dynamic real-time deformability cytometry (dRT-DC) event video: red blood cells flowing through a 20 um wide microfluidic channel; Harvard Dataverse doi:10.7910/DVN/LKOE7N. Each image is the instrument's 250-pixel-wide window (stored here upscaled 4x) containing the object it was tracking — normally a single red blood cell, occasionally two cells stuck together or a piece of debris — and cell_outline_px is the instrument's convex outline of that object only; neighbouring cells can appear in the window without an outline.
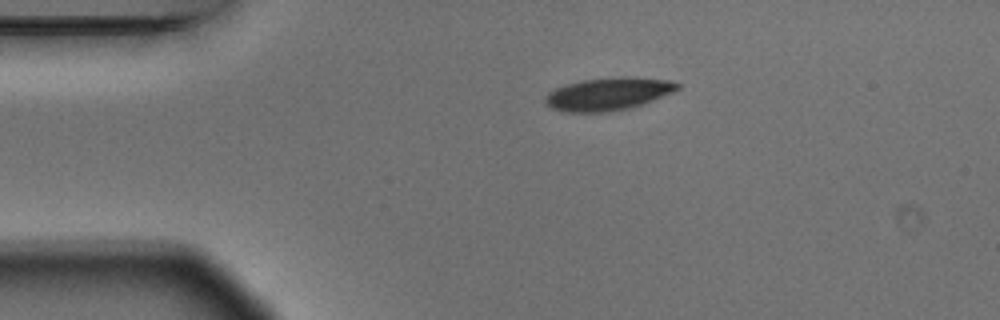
{"species": "Egyptian fruit bat (a non-hibernating species)", "species_latin": "Rousettus aegyptiacus", "temperature_condition": "warm", "stored_images_in_passage": 2, "camera_frame_rate_fps": 3000, "um_per_image_px": 0.085, "animal": {"sex": "male"}, "frame": {"image": 1, "passage_image": 1, "time_ms": 0.0, "image_size_px": [1000, 320], "cell_outline_px": [[680, 88], [672, 92], [644, 104], [632, 108], [608, 112], [564, 112], [552, 108], [544, 104], [544, 96], [548, 92], [556, 88], [580, 80], [620, 76], [672, 80], [680, 84]], "centroid_in_image_um": [51.69, 7.99], "position_along_channel_um": 33.3, "area_um2": 25.49}}